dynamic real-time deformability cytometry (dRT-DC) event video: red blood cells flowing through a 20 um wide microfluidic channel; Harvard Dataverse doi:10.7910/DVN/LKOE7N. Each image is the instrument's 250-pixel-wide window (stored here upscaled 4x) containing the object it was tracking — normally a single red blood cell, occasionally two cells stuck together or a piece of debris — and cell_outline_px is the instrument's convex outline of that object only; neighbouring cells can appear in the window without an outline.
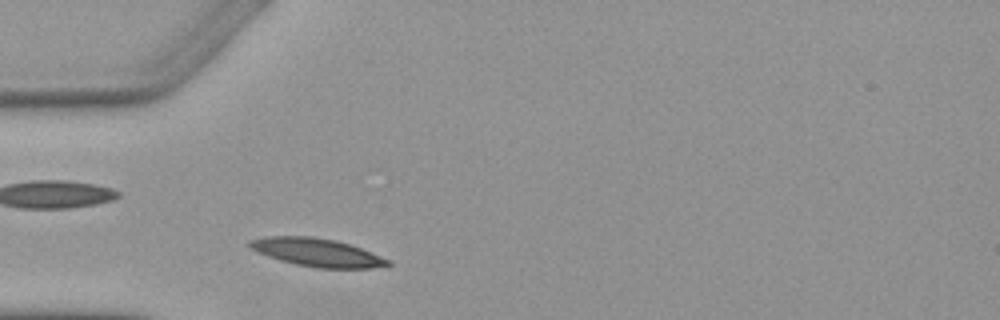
{"species": "Egyptian fruit bat (a non-hibernating species)", "species_latin": "Rousettus aegyptiacus", "temperature_condition": "warm", "stored_images_in_passage": 1, "camera_frame_rate_fps": 3000, "um_per_image_px": 0.085, "animal": {"sex": "female"}, "frame": {"image": 1, "passage_image": 1, "time_ms": 0.0, "image_size_px": [1000, 320], "cell_outline_px": [[392, 264], [388, 268], [316, 268], [296, 264], [280, 260], [268, 256], [252, 248], [248, 244], [248, 240], [268, 236], [312, 236], [336, 240], [360, 248], [392, 260]], "centroid_in_image_um": [27.03, 21.47], "position_along_channel_um": 58.0, "area_um2": 22.72}}